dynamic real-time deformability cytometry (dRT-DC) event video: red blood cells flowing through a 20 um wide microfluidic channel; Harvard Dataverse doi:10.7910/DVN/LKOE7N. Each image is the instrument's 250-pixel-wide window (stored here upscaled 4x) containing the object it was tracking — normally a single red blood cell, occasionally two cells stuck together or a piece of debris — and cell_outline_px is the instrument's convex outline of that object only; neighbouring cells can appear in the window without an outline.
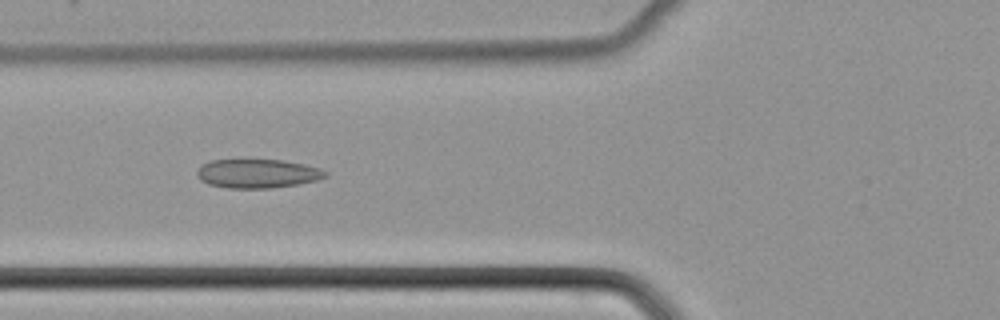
{"species": "common noctule bat (a hibernating species)", "species_latin": "Nyctalus noctula", "temperature_condition": "cold", "stored_images_in_passage": 51, "camera_frame_rate_fps": 3000, "um_per_image_px": 0.085, "animal": {"sex": "female", "body_mass_g": 22.7, "forearm_length_mm": 54.2}, "frame": {"image": 1, "passage_image": 20, "time_ms": 6.333, "image_size_px": [1000, 320], "cell_outline_px": [[328, 176], [316, 180], [296, 184], [272, 188], [228, 188], [208, 184], [200, 180], [196, 176], [196, 172], [200, 164], [212, 160], [284, 160], [304, 164], [320, 168], [328, 172]], "centroid_in_image_um": [21.86, 14.75], "position_along_channel_um": 103.9, "area_um2": 21.73}}
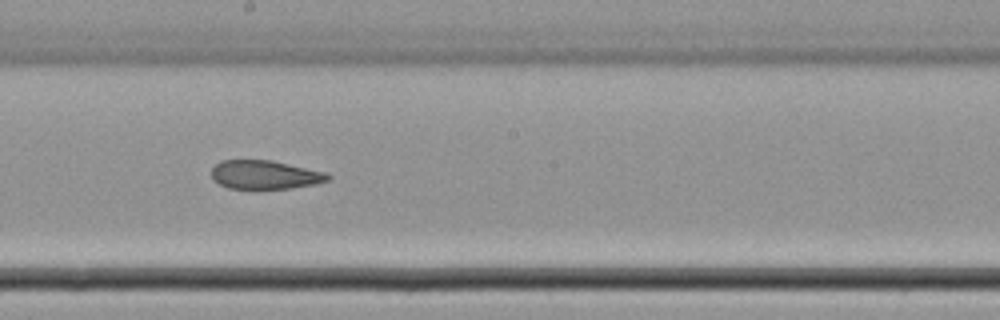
{"frame": {"image": 2, "passage_image": 29, "time_ms": 9.333, "image_size_px": [1000, 320], "cell_outline_px": [[332, 176], [328, 180], [316, 184], [292, 188], [228, 188], [212, 180], [212, 168], [220, 160], [272, 160], [328, 172]], "centroid_in_image_um": [22.55, 14.84], "position_along_channel_um": 225.6, "area_um2": 19.59}}
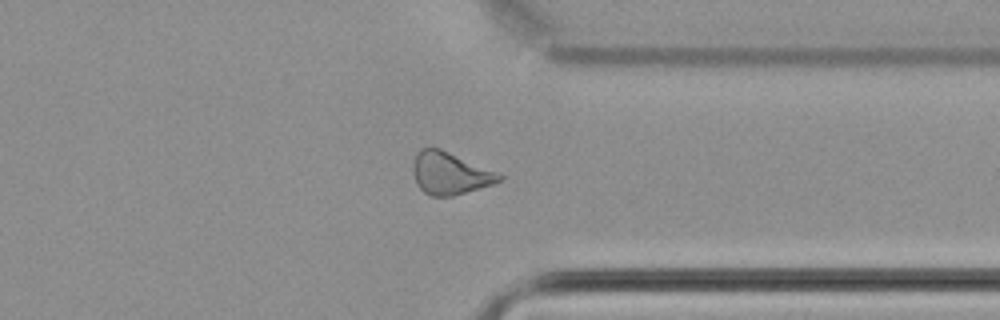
{"frame": {"image": 3, "passage_image": 40, "time_ms": 13.0, "image_size_px": [1000, 320], "cell_outline_px": [[504, 180], [480, 188], [452, 196], [432, 196], [424, 192], [416, 184], [412, 172], [412, 164], [416, 152], [420, 148], [440, 148], [504, 176]], "centroid_in_image_um": [38.19, 14.73], "position_along_channel_um": 373.2, "area_um2": 21.1}}